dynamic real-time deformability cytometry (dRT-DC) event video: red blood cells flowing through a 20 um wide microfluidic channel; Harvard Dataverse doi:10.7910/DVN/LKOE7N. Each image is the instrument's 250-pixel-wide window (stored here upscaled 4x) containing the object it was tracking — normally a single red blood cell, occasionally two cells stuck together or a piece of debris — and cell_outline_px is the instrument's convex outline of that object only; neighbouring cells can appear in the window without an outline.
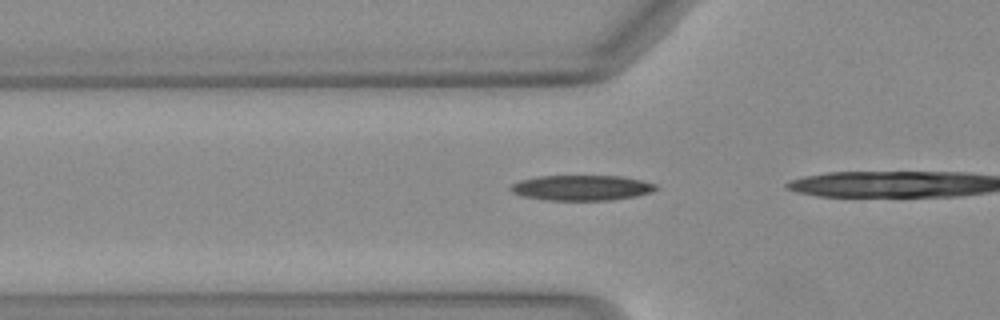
{"species": "Egyptian fruit bat (a non-hibernating species)", "species_latin": "Rousettus aegyptiacus", "temperature_condition": "warm", "stored_images_in_passage": 18, "camera_frame_rate_fps": 3000, "um_per_image_px": 0.085, "animal": {"sex": "female"}, "frame": {"image": 1, "passage_image": 13, "time_ms": 4.0, "image_size_px": [1000, 320], "cell_outline_px": [[660, 188], [652, 192], [636, 196], [608, 200], [548, 200], [524, 196], [512, 192], [508, 188], [512, 184], [520, 180], [536, 176], [620, 176], [640, 180], [656, 184]], "centroid_in_image_um": [49.44, 15.96], "position_along_channel_um": 76.4, "area_um2": 21.39}}